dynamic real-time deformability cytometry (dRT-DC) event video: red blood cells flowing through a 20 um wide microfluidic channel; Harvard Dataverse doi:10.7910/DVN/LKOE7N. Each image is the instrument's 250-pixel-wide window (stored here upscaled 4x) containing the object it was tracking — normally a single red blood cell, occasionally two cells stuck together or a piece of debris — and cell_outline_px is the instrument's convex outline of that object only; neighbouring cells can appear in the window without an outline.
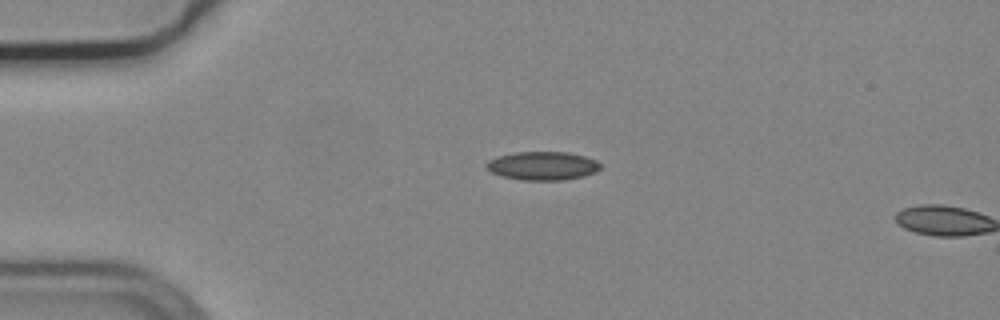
{"species": "common noctule bat (a hibernating species)", "species_latin": "Nyctalus noctula", "temperature_condition": "cold", "stored_images_in_passage": 2, "camera_frame_rate_fps": 3000, "um_per_image_px": 0.085, "animal": {"sex": "male", "body_mass_g": 19.2, "forearm_length_mm": 51.8}, "frame": {"image": 1, "passage_image": 1, "time_ms": 0.0, "image_size_px": [1000, 320], "cell_outline_px": [[600, 168], [596, 172], [584, 176], [564, 180], [520, 180], [500, 176], [492, 172], [484, 164], [488, 160], [496, 156], [516, 152], [568, 152], [584, 156], [596, 160], [600, 164]], "centroid_in_image_um": [46.1, 14.09], "position_along_channel_um": 38.9, "area_um2": 19.07}}